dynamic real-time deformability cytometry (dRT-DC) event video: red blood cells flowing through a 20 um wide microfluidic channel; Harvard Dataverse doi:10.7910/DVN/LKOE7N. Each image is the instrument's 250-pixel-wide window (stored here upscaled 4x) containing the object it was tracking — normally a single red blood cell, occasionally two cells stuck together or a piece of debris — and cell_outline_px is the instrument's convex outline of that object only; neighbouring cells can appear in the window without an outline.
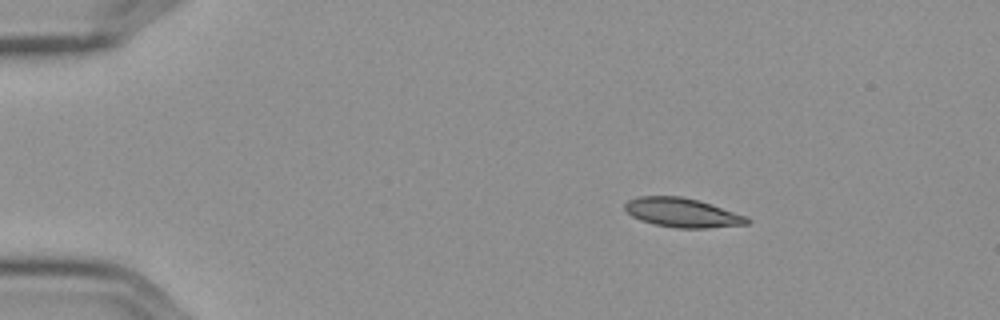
{"species": "Egyptian fruit bat (a non-hibernating species)", "species_latin": "Rousettus aegyptiacus", "temperature_condition": "cold", "stored_images_in_passage": 3, "camera_frame_rate_fps": 3000, "um_per_image_px": 0.085, "frame": {"image": 1, "passage_image": 1, "time_ms": 0.0, "image_size_px": [1000, 320], "cell_outline_px": [[752, 220], [748, 224], [708, 228], [676, 228], [656, 224], [640, 220], [632, 216], [624, 208], [624, 204], [628, 200], [640, 196], [680, 196], [700, 200], [748, 216]], "centroid_in_image_um": [58.04, 18.07], "position_along_channel_um": 27.0, "area_um2": 20.92}}